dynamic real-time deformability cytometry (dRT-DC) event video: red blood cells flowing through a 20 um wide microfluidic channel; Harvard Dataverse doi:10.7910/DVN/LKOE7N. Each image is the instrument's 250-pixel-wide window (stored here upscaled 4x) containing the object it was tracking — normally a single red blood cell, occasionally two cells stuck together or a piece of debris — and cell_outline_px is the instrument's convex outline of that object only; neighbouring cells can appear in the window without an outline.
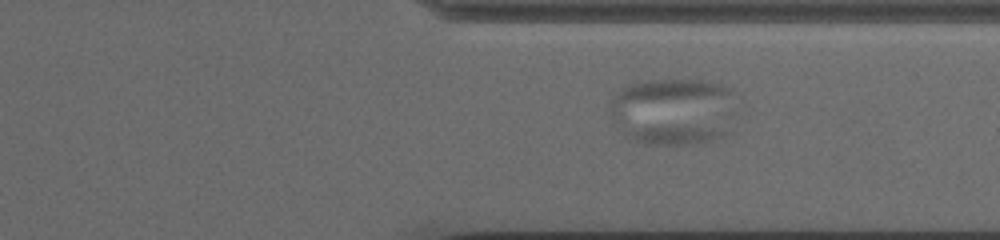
{"species": "common noctule bat (a hibernating species)", "species_latin": "Nyctalus noctula", "temperature_condition": "cold", "stored_images_in_passage": 35, "segment_of_instrument_passage": [2, 2], "camera_frame_rate_fps": 3000, "um_per_image_px": 0.085, "animal": {"sex": "female", "body_mass_g": 19.5, "forearm_length_mm": 54.1}, "frame": {"image": 1, "passage_image": 27, "time_ms": 8.667, "image_size_px": [1000, 240], "cell_outline_px": [[728, 132], [724, 140], [684, 144], [644, 144], [628, 140], [624, 132], [644, 128], [700, 128]], "centroid_in_image_um": [57.34, 11.54], "position_along_channel_um": 354.1, "area_um2": 10.06}}